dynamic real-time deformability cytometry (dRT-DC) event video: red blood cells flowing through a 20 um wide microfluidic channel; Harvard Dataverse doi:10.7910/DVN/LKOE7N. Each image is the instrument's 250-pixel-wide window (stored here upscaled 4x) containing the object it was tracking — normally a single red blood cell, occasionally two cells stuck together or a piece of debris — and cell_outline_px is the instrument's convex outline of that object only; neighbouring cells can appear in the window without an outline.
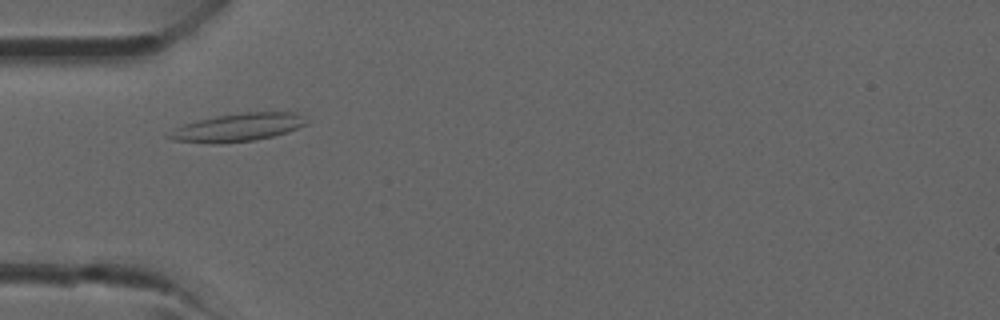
{"species": "common noctule bat (a hibernating species)", "species_latin": "Nyctalus noctula", "temperature_condition": "room temperature", "stored_images_in_passage": 29, "camera_frame_rate_fps": 3000, "um_per_image_px": 0.085, "animal": {"sex": "male", "forearm_length_mm": 52.5}, "frame": {"image": 1, "passage_image": 1, "time_ms": 0.0, "image_size_px": [1000, 320], "cell_outline_px": [[312, 120], [308, 124], [288, 132], [256, 140], [172, 140], [164, 136], [176, 128], [184, 124], [196, 120], [216, 116], [244, 112], [296, 112]], "centroid_in_image_um": [20.38, 10.76], "position_along_channel_um": 64.6, "area_um2": 21.5}}
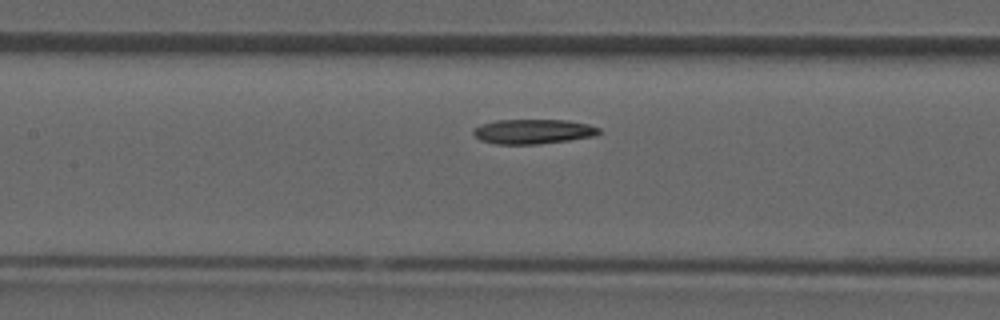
{"frame": {"image": 2, "passage_image": 7, "time_ms": 2.0, "image_size_px": [1000, 320], "cell_outline_px": [[600, 132], [596, 136], [568, 140], [536, 144], [496, 144], [480, 140], [472, 132], [480, 124], [496, 120], [568, 120], [588, 124], [600, 128]], "centroid_in_image_um": [45.33, 11.17], "position_along_channel_um": 162.1, "area_um2": 18.03}}
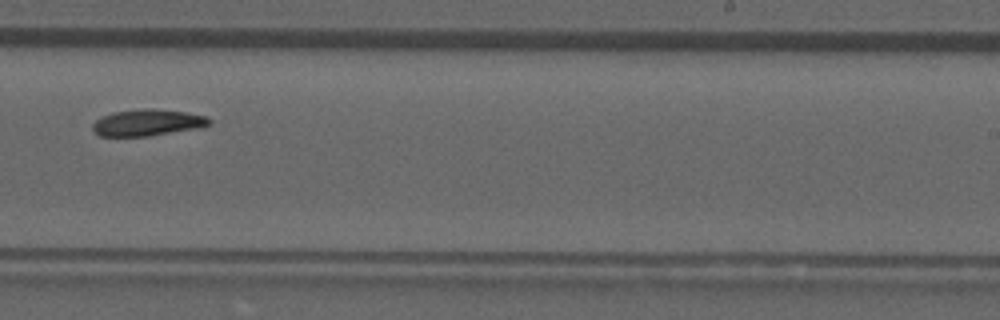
{"frame": {"image": 3, "passage_image": 14, "time_ms": 4.333, "image_size_px": [1000, 320], "cell_outline_px": [[212, 124], [200, 128], [148, 136], [100, 136], [92, 132], [92, 124], [96, 120], [112, 112], [144, 108], [152, 108], [184, 112], [204, 116], [212, 120]], "centroid_in_image_um": [12.53, 10.43], "position_along_channel_um": 276.5, "area_um2": 18.09}}